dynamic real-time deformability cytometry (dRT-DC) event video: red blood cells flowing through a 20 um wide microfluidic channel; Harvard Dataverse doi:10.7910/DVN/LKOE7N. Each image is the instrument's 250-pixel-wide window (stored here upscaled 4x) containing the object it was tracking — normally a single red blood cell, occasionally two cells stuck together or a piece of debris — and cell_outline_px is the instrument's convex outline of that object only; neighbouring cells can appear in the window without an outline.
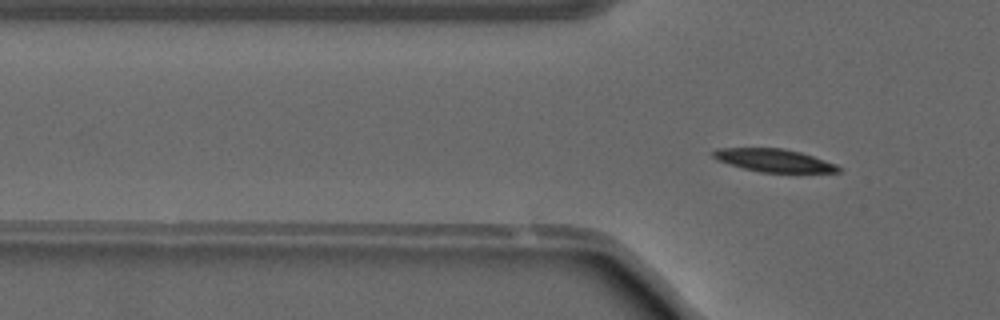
{"species": "common noctule bat (a hibernating species)", "species_latin": "Nyctalus noctula", "temperature_condition": "warm", "stored_images_in_passage": 2, "camera_frame_rate_fps": 3000, "um_per_image_px": 0.085, "animal": {"sex": "male", "forearm_length_mm": 52.5}, "frame": {"image": 1, "passage_image": 2, "time_ms": 0.333, "image_size_px": [1000, 320], "cell_outline_px": [[844, 168], [840, 172], [760, 172], [744, 168], [716, 160], [712, 156], [712, 152], [716, 148], [784, 148], [800, 152], [836, 164]], "centroid_in_image_um": [65.78, 13.63], "position_along_channel_um": 60.0, "area_um2": 16.65}}